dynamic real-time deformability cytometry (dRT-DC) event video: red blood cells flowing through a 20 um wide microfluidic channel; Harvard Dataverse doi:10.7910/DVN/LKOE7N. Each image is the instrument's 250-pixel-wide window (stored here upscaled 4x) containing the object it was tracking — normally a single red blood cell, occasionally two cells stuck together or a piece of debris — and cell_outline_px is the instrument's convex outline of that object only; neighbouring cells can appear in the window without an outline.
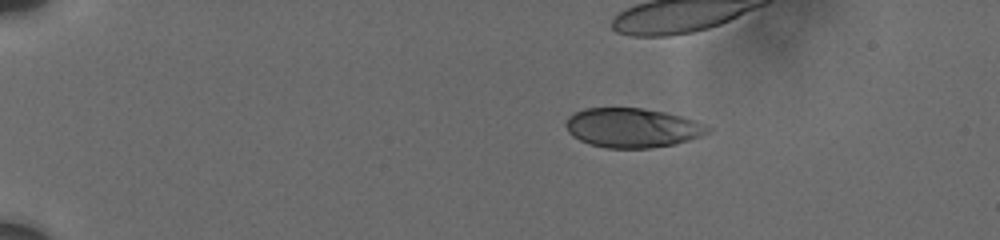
{"species": "human", "species_latin": "Homo sapiens", "temperature_condition": "cold", "stored_images_in_passage": 35, "camera_frame_rate_fps": 3000, "um_per_image_px": 0.085, "donor": {"sex": "male"}, "frame": {"image": 1, "passage_image": 1, "time_ms": 0.0, "image_size_px": [1000, 240], "cell_outline_px": [[712, 128], [708, 132], [700, 136], [688, 140], [672, 144], [648, 148], [604, 148], [588, 144], [572, 136], [568, 132], [564, 124], [568, 116], [572, 112], [584, 108], [644, 108], [664, 112], [680, 116], [704, 124]], "centroid_in_image_um": [53.67, 10.86], "position_along_channel_um": 31.3, "area_um2": 32.6}}
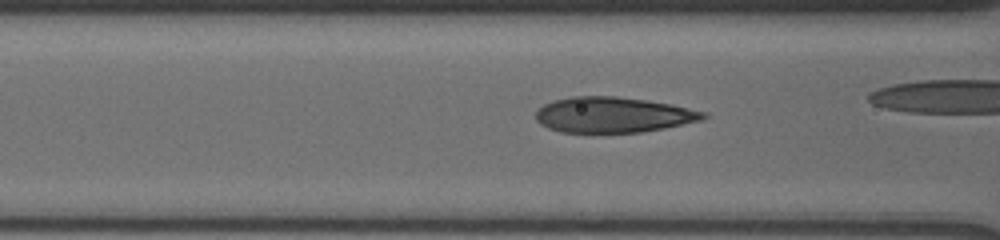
{"frame": {"image": 2, "passage_image": 14, "time_ms": 4.667, "image_size_px": [1000, 240], "cell_outline_px": [[708, 116], [704, 120], [664, 128], [640, 132], [560, 132], [548, 128], [540, 124], [536, 120], [536, 108], [552, 100], [572, 96], [616, 96], [672, 104], [704, 112]], "centroid_in_image_um": [52.08, 9.75], "position_along_channel_um": 114.5, "area_um2": 34.74}}